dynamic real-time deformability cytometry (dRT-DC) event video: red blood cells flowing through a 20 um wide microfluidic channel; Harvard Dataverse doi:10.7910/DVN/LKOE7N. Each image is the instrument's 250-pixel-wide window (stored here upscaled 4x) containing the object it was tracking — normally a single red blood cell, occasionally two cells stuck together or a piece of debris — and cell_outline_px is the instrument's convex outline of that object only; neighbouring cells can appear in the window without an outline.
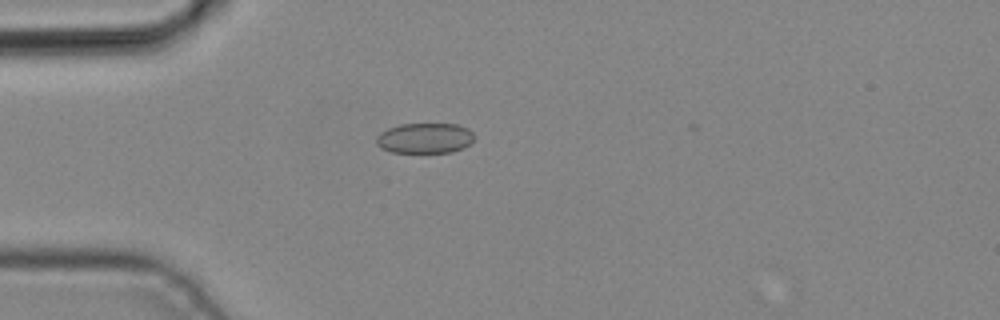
{"species": "common noctule bat (a hibernating species)", "species_latin": "Nyctalus noctula", "temperature_condition": "cold", "stored_images_in_passage": 4, "camera_frame_rate_fps": 3000, "um_per_image_px": 0.085, "animal": {"sex": "male", "body_mass_g": 19.2, "forearm_length_mm": 51.8}, "frame": {"image": 1, "passage_image": 4, "time_ms": 1.0, "image_size_px": [1000, 320], "cell_outline_px": [[476, 136], [464, 148], [452, 152], [392, 152], [380, 148], [376, 144], [376, 136], [380, 132], [388, 128], [400, 124], [456, 124], [468, 128]], "centroid_in_image_um": [36.1, 11.74], "position_along_channel_um": 48.9, "area_um2": 17.4}}